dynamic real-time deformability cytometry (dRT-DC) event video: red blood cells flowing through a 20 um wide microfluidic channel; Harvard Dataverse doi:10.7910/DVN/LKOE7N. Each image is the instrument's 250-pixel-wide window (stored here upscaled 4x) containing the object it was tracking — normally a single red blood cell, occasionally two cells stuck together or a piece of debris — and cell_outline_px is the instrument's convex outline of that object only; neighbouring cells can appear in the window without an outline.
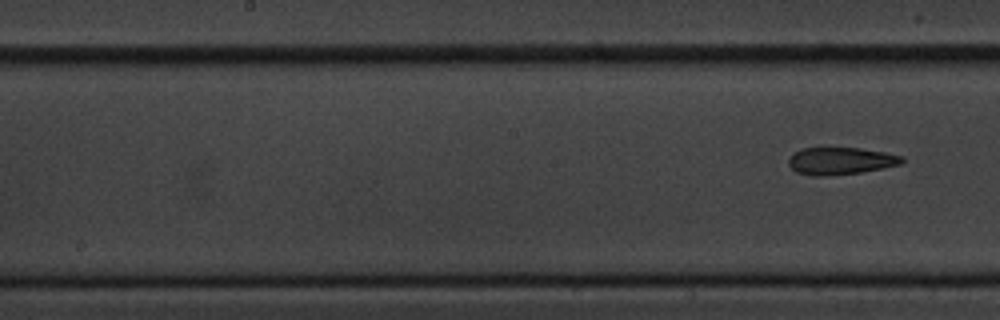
{"species": "common noctule bat (a hibernating species)", "species_latin": "Nyctalus noctula", "temperature_condition": "cold", "stored_images_in_passage": 11, "segment_of_instrument_passage": [2, 2], "camera_frame_rate_fps": 3000, "um_per_image_px": 0.085, "animal": {"sex": "male", "body_mass_g": 20.1, "forearm_length_mm": 53.5}, "frame": {"image": 1, "passage_image": 11, "time_ms": 3.333, "image_size_px": [1000, 320], "cell_outline_px": [[904, 160], [900, 164], [884, 168], [860, 172], [824, 176], [812, 176], [796, 172], [788, 164], [788, 160], [792, 152], [800, 148], [820, 144], [824, 144], [860, 148], [884, 152], [904, 156]], "centroid_in_image_um": [71.37, 13.61], "position_along_channel_um": 176.8, "area_um2": 19.02}}